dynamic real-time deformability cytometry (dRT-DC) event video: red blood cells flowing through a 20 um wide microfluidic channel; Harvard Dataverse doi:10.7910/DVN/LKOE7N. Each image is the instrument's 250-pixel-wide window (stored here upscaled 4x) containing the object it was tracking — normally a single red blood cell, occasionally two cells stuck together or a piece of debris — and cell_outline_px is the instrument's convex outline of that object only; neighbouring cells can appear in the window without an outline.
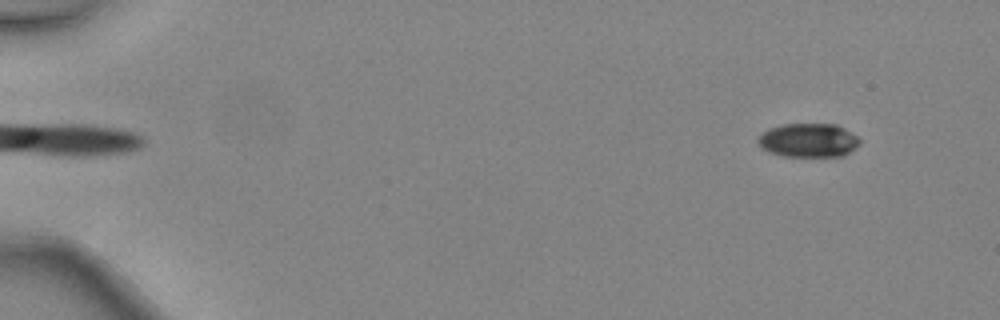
{"species": "common noctule bat (a hibernating species)", "species_latin": "Nyctalus noctula", "temperature_condition": "warm", "stored_images_in_passage": 6, "camera_frame_rate_fps": 3000, "um_per_image_px": 0.085, "animal": {"sex": "female", "body_mass_g": 24.6, "forearm_length_mm": 56.2}, "frame": {"image": 1, "passage_image": 6, "time_ms": 1.667, "image_size_px": [1000, 320], "cell_outline_px": [[860, 144], [856, 148], [844, 156], [784, 156], [768, 152], [756, 140], [768, 128], [780, 124], [836, 124], [844, 128], [856, 136], [860, 140]], "centroid_in_image_um": [68.73, 11.92], "position_along_channel_um": 16.3, "area_um2": 20.06}}